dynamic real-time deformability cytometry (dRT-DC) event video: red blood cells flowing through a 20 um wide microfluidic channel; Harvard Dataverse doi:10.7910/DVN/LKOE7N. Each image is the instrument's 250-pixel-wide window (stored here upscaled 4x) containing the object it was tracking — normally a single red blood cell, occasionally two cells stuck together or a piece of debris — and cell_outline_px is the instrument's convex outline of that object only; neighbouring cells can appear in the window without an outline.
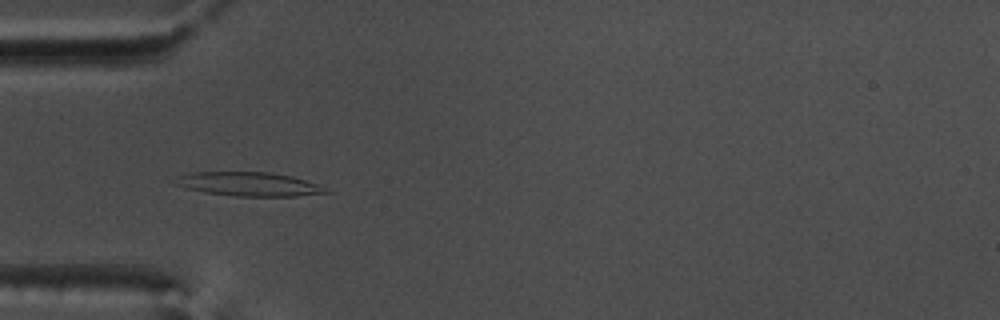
{"species": "common noctule bat (a hibernating species)", "species_latin": "Nyctalus noctula", "temperature_condition": "warm", "stored_images_in_passage": 41, "camera_frame_rate_fps": 3000, "um_per_image_px": 0.085, "animal": {"sex": "male", "body_mass_g": 17.5, "forearm_length_mm": 52.3}, "frame": {"image": 1, "passage_image": 4, "time_ms": 1.0, "image_size_px": [1000, 320], "cell_outline_px": [[332, 192], [296, 196], [232, 196], [204, 192], [188, 188], [176, 184], [168, 180], [176, 176], [192, 172], [268, 172], [292, 176], [316, 184]], "centroid_in_image_um": [21.07, 15.64], "position_along_channel_um": 63.9, "area_um2": 20.98}}
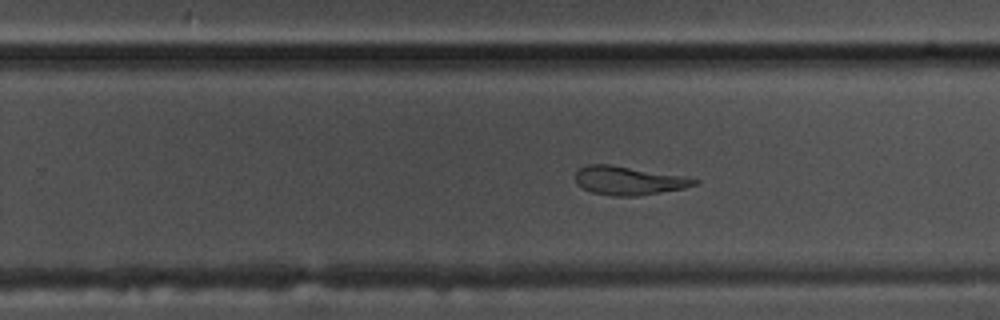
{"frame": {"image": 2, "passage_image": 21, "time_ms": 6.667, "image_size_px": [1000, 320], "cell_outline_px": [[700, 180], [696, 184], [684, 188], [636, 196], [612, 196], [592, 192], [576, 184], [576, 172], [584, 164], [608, 164], [684, 176]], "centroid_in_image_um": [53.4, 15.35], "position_along_channel_um": 276.4, "area_um2": 19.65}}
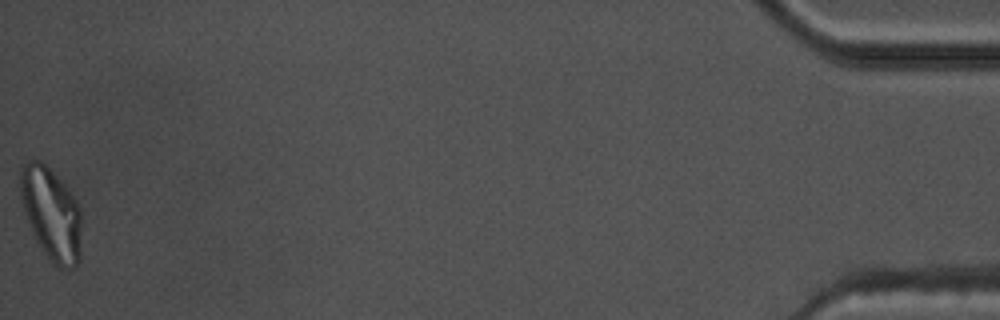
{"frame": {"image": 3, "passage_image": 41, "time_ms": 13.333, "image_size_px": [1000, 320], "cell_outline_px": [[80, 260], [76, 268], [60, 268], [48, 260], [32, 232], [24, 212], [20, 200], [20, 168], [28, 160], [40, 160], [64, 184], [76, 200], [80, 208]], "centroid_in_image_um": [4.34, 18.19], "position_along_channel_um": 430.9, "area_um2": 33.0}, "authors_computed_cell_mechanics": {"area_um2": 21.097, "velocity_mm_per_s": 3.7846, "shape_relaxation_time_tau1_ms": null, "shape_relaxation_time_tau2_ms": 4.6159, "deformation_change_tau1": null, "deformation_change_tau2": 0.1486}}